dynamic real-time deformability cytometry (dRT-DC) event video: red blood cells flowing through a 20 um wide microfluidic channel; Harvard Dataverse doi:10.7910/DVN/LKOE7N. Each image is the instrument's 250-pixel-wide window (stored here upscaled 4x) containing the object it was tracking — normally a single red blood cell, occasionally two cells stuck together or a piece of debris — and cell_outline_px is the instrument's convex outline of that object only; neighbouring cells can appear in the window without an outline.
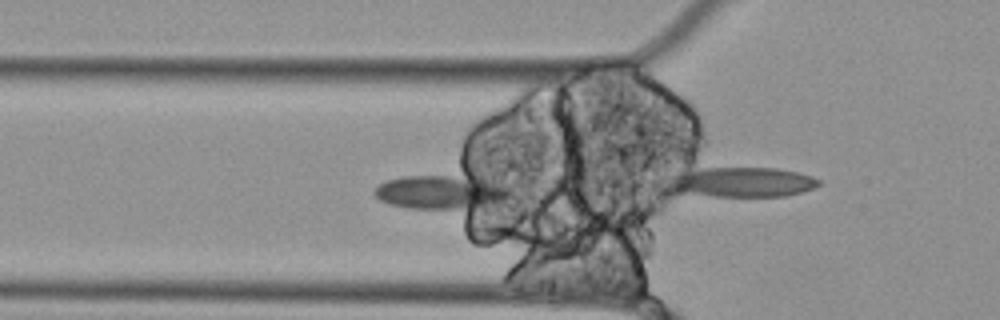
{"species": "Egyptian fruit bat (a non-hibernating species)", "species_latin": "Rousettus aegyptiacus", "temperature_condition": "cold", "stored_images_in_passage": 6, "segment_of_instrument_passage": [2, 2], "camera_frame_rate_fps": 3000, "um_per_image_px": 0.085, "animal": {"sex": "female"}, "frame": {"image": 1, "passage_image": 6, "time_ms": 1.667, "image_size_px": [1000, 320], "cell_outline_px": [[820, 184], [812, 188], [800, 192], [784, 196], [712, 196], [672, 192], [664, 180], [668, 176], [676, 172], [704, 168], [776, 168], [796, 172], [812, 176], [820, 180]], "centroid_in_image_um": [62.93, 15.48], "position_along_channel_um": 62.9, "area_um2": 26.47}}